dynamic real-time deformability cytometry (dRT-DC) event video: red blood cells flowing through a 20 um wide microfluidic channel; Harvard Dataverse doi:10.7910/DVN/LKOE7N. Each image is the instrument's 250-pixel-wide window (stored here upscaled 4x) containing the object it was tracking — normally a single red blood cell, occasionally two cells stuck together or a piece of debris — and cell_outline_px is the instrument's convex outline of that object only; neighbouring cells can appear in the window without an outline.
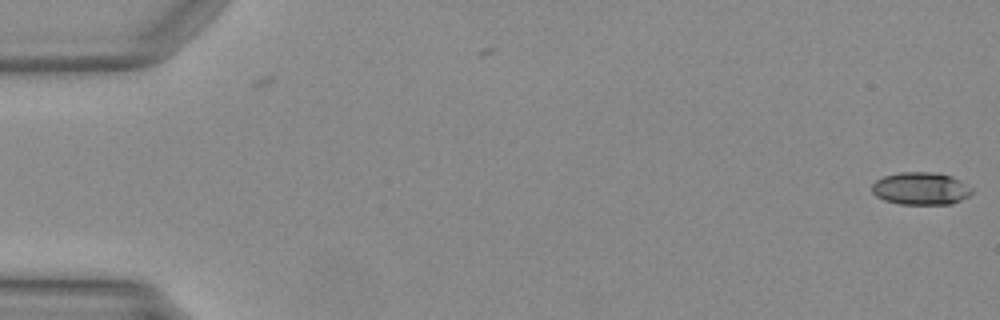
{"species": "Egyptian fruit bat (a non-hibernating species)", "species_latin": "Rousettus aegyptiacus", "temperature_condition": "warm", "stored_images_in_passage": 50, "camera_frame_rate_fps": 3000, "um_per_image_px": 0.085, "animal": {"sex": "female"}, "frame": {"image": 1, "passage_image": 1, "time_ms": 0.0, "image_size_px": [1000, 320], "cell_outline_px": [[972, 192], [968, 196], [952, 204], [900, 204], [884, 200], [876, 196], [872, 192], [872, 184], [876, 180], [884, 176], [900, 172], [932, 172], [952, 176], [960, 180], [972, 188]], "centroid_in_image_um": [78.26, 16.02], "position_along_channel_um": 6.7, "area_um2": 18.96}}
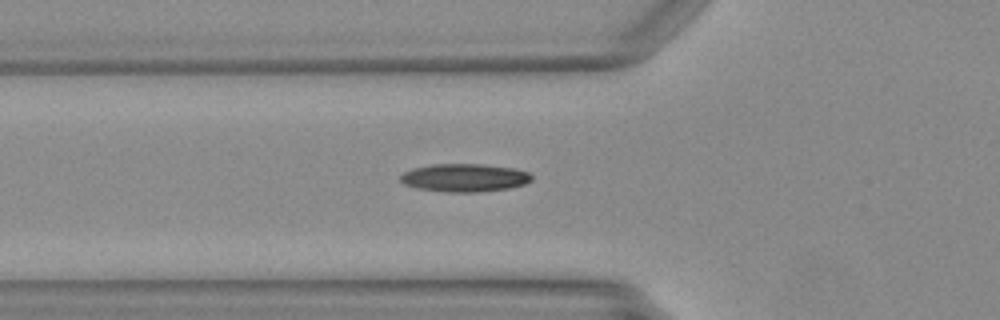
{"frame": {"image": 2, "passage_image": 18, "time_ms": 5.667, "image_size_px": [1000, 320], "cell_outline_px": [[532, 180], [524, 184], [508, 188], [476, 192], [448, 192], [416, 188], [404, 184], [400, 180], [400, 176], [404, 172], [412, 168], [432, 164], [480, 164], [516, 168], [528, 172], [532, 176]], "centroid_in_image_um": [39.47, 15.1], "position_along_channel_um": 86.3, "area_um2": 21.44}}
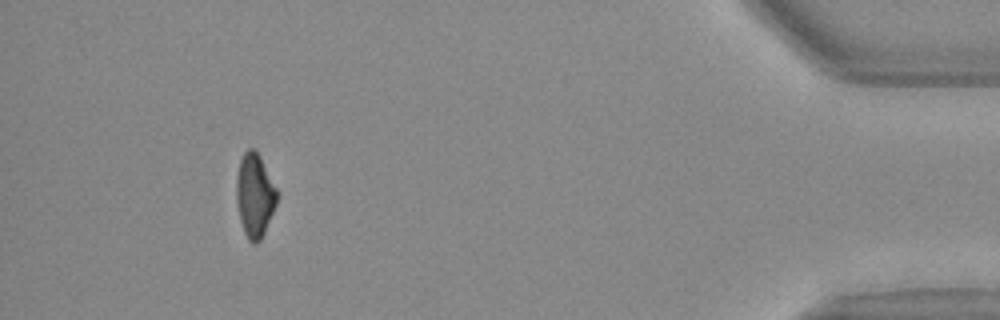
{"frame": {"image": 3, "passage_image": 46, "time_ms": 15.0, "image_size_px": [1000, 320], "cell_outline_px": [[280, 192], [276, 204], [264, 232], [260, 240], [256, 244], [248, 240], [244, 232], [240, 220], [236, 196], [236, 180], [240, 160], [244, 152], [248, 148], [252, 148], [260, 156]], "centroid_in_image_um": [21.67, 16.58], "position_along_channel_um": 413.5, "area_um2": 19.83}}